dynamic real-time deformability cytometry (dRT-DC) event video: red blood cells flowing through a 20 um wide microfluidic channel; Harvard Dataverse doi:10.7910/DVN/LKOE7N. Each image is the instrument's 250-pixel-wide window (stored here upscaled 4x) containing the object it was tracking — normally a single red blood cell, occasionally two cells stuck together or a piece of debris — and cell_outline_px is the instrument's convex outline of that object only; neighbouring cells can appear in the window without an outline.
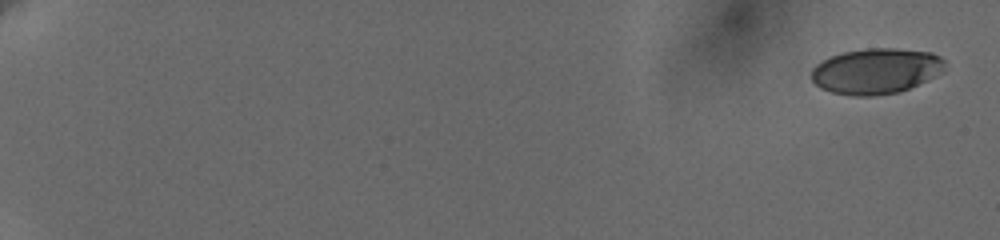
{"species": "human", "species_latin": "Homo sapiens", "temperature_condition": "cold", "stored_images_in_passage": 14, "camera_frame_rate_fps": 3000, "um_per_image_px": 0.085, "donor": {"sex": "female"}, "frame": {"image": 1, "passage_image": 1, "time_ms": 0.0, "image_size_px": [1000, 240], "cell_outline_px": [[944, 72], [928, 80], [908, 88], [896, 92], [872, 96], [852, 96], [832, 92], [820, 88], [812, 80], [812, 68], [816, 64], [832, 56], [844, 52], [868, 48], [896, 48], [932, 52], [940, 56], [944, 60]], "centroid_in_image_um": [74.48, 6.03], "position_along_channel_um": 10.5, "area_um2": 35.43}}
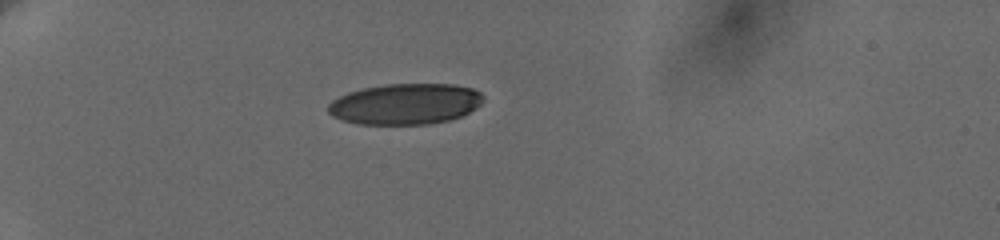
{"frame": {"image": 2, "passage_image": 10, "time_ms": 6.0, "image_size_px": [1000, 240], "cell_outline_px": [[484, 100], [476, 108], [460, 116], [448, 120], [428, 124], [356, 124], [332, 116], [328, 112], [328, 104], [332, 100], [348, 92], [364, 88], [388, 84], [452, 84], [472, 88], [480, 92], [484, 96]], "centroid_in_image_um": [34.45, 8.83], "position_along_channel_um": 50.5, "area_um2": 36.88}}
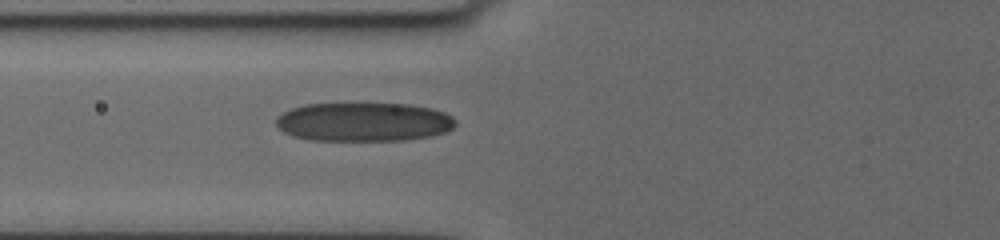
{"frame": {"image": 3, "passage_image": 14, "time_ms": 8.333, "image_size_px": [1000, 240], "cell_outline_px": [[456, 124], [452, 128], [444, 132], [428, 136], [404, 140], [312, 140], [292, 136], [284, 132], [276, 124], [276, 120], [284, 112], [292, 108], [304, 104], [408, 104], [432, 108], [444, 112], [452, 116]], "centroid_in_image_um": [30.92, 10.36], "position_along_channel_um": 94.9, "area_um2": 40.34}}